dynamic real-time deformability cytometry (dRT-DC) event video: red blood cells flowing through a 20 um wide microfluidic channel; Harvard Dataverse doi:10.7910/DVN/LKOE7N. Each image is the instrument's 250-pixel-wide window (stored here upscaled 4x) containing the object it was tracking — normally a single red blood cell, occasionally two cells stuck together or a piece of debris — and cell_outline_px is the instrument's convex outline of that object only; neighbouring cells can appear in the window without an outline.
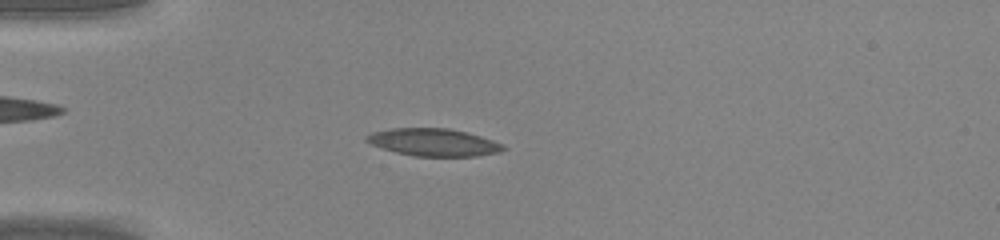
{"species": "common noctule bat (a hibernating species)", "species_latin": "Nyctalus noctula", "temperature_condition": "warm", "stored_images_in_passage": 44, "camera_frame_rate_fps": 3000, "um_per_image_px": 0.085, "animal": {"sex": "male", "body_mass_g": 20.0, "forearm_length_mm": 53.3}, "frame": {"image": 1, "passage_image": 11, "time_ms": 3.333, "image_size_px": [1000, 240], "cell_outline_px": [[508, 148], [500, 152], [476, 156], [416, 156], [396, 152], [372, 144], [364, 140], [364, 136], [372, 132], [392, 128], [448, 128], [480, 136], [504, 144]], "centroid_in_image_um": [36.87, 12.09], "position_along_channel_um": 48.1, "area_um2": 21.79}}
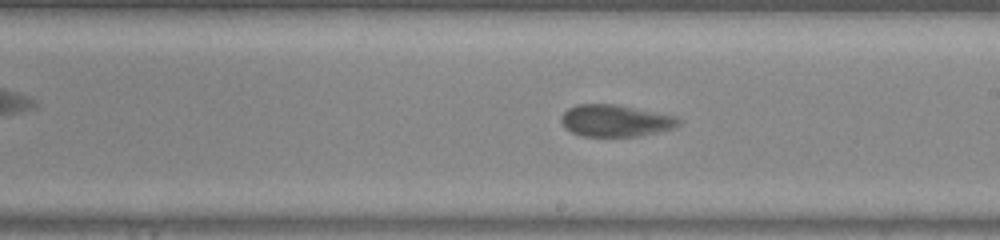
{"frame": {"image": 2, "passage_image": 25, "time_ms": 8.0, "image_size_px": [1000, 240], "cell_outline_px": [[680, 124], [676, 128], [640, 136], [580, 136], [564, 128], [560, 120], [560, 116], [568, 108], [576, 104], [616, 104], [676, 116], [680, 120]], "centroid_in_image_um": [52.3, 10.26], "position_along_channel_um": 236.7, "area_um2": 22.02}}
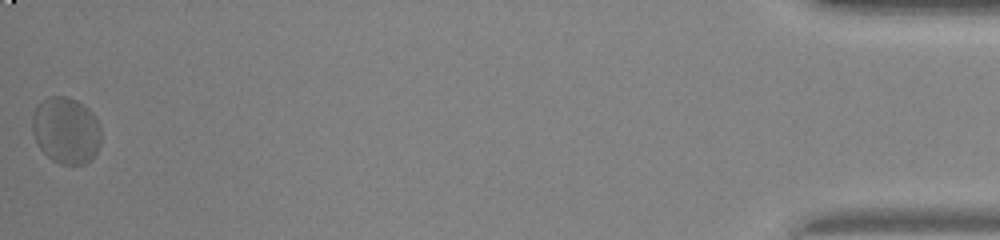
{"frame": {"image": 3, "passage_image": 44, "time_ms": 14.333, "image_size_px": [1000, 240], "cell_outline_px": [[100, 144], [92, 160], [84, 164], [60, 164], [52, 160], [40, 148], [32, 132], [32, 116], [36, 108], [48, 96], [64, 96], [76, 100], [88, 108], [92, 112], [100, 124]], "centroid_in_image_um": [5.63, 11.09], "position_along_channel_um": 429.6, "area_um2": 26.7}}